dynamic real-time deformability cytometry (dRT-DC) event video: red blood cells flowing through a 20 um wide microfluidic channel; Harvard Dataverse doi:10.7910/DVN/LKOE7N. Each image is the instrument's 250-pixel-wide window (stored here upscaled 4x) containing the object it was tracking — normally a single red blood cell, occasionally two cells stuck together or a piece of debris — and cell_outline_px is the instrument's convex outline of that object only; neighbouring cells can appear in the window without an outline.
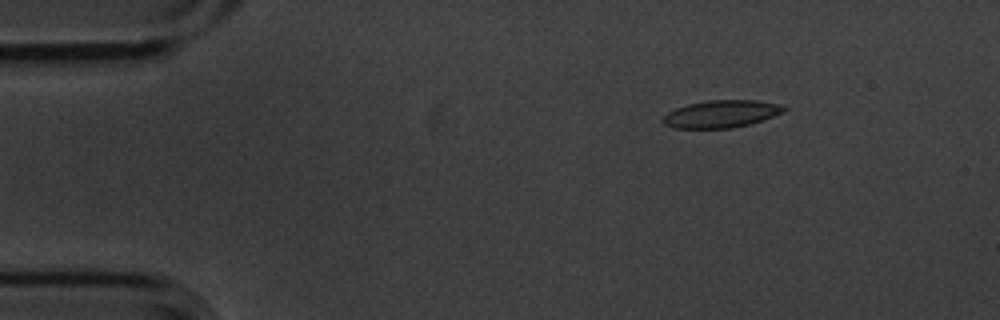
{"species": "common noctule bat (a hibernating species)", "species_latin": "Nyctalus noctula", "temperature_condition": "cold", "stored_images_in_passage": 5, "camera_frame_rate_fps": 3000, "um_per_image_px": 0.085, "animal": {"sex": "male", "body_mass_g": 20.1, "forearm_length_mm": 53.5}, "frame": {"image": 1, "passage_image": 2, "time_ms": 0.333, "image_size_px": [1000, 320], "cell_outline_px": [[788, 108], [772, 116], [748, 124], [732, 128], [672, 128], [664, 124], [660, 120], [668, 112], [676, 108], [688, 104], [708, 100], [756, 100], [784, 104]], "centroid_in_image_um": [61.28, 9.67], "position_along_channel_um": 23.7, "area_um2": 19.25}}
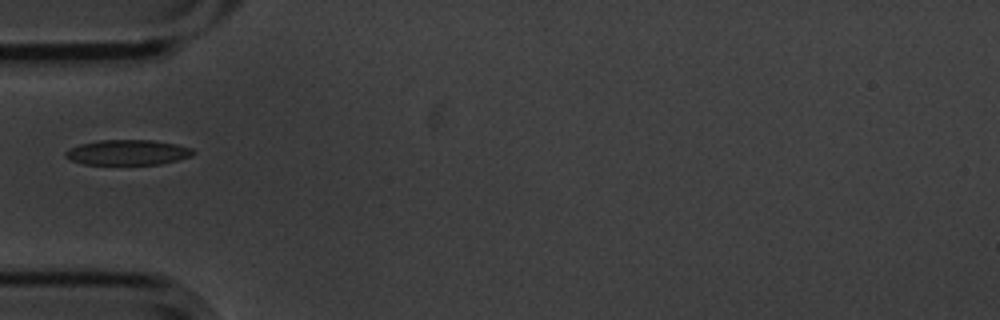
{"frame": {"image": 2, "passage_image": 5, "time_ms": 1.333, "image_size_px": [1000, 320], "cell_outline_px": [[196, 152], [192, 156], [160, 164], [84, 164], [72, 160], [64, 156], [64, 152], [68, 148], [80, 144], [100, 140], [152, 140], [176, 144], [192, 148]], "centroid_in_image_um": [10.85, 12.95], "position_along_channel_um": 74.2, "area_um2": 18.73}}